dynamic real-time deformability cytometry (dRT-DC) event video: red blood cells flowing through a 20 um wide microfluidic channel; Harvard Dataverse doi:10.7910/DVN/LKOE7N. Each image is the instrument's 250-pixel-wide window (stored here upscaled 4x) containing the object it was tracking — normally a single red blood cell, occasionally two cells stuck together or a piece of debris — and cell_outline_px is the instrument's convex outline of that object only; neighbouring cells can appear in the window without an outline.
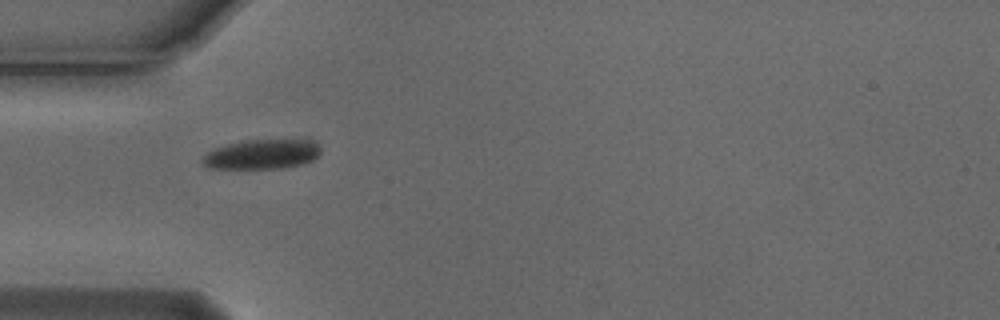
{"species": "Egyptian fruit bat (a non-hibernating species)", "species_latin": "Rousettus aegyptiacus", "temperature_condition": "cold", "stored_images_in_passage": 39, "camera_frame_rate_fps": 3000, "um_per_image_px": 0.085, "animal": {"sex": "male"}, "frame": {"image": 1, "passage_image": 1, "time_ms": 0.0, "image_size_px": [1000, 320], "cell_outline_px": [[320, 152], [312, 160], [300, 164], [280, 168], [208, 168], [200, 160], [212, 148], [244, 140], [308, 140], [316, 144], [320, 148]], "centroid_in_image_um": [22.21, 13.11], "position_along_channel_um": 62.8, "area_um2": 20.11}}
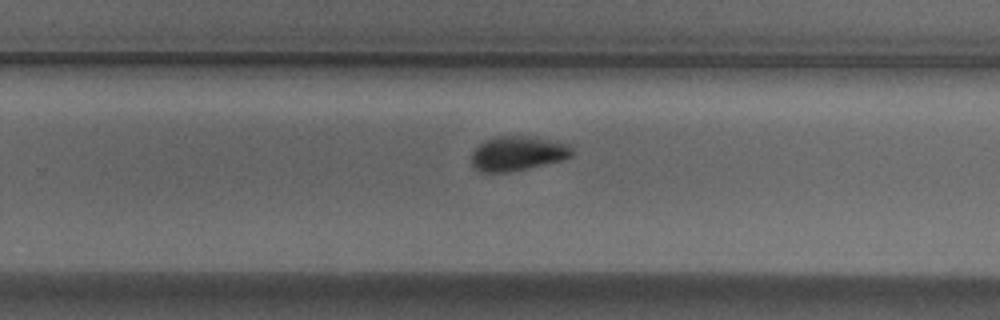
{"frame": {"image": 2, "passage_image": 19, "time_ms": 6.0, "image_size_px": [1000, 320], "cell_outline_px": [[572, 156], [564, 160], [512, 172], [480, 172], [472, 164], [472, 152], [484, 140], [500, 136], [532, 136], [572, 144]], "centroid_in_image_um": [44.05, 13.04], "position_along_channel_um": 285.8, "area_um2": 20.46}}
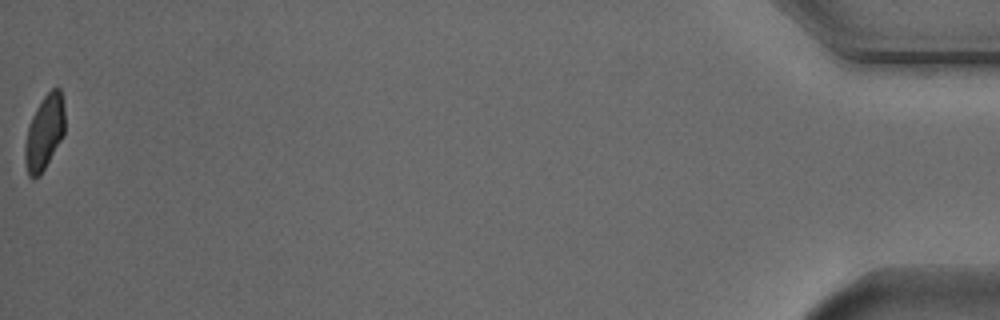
{"frame": {"image": 3, "passage_image": 39, "time_ms": 12.667, "image_size_px": [1000, 320], "cell_outline_px": [[64, 136], [40, 176], [32, 180], [28, 176], [24, 160], [24, 144], [28, 128], [32, 116], [36, 108], [44, 96], [52, 88], [60, 88], [64, 104]], "centroid_in_image_um": [3.77, 11.3], "position_along_channel_um": 431.4, "area_um2": 17.57}, "authors_computed_cell_mechanics": {"area_um2": 19.7098, "velocity_mm_per_s": 3.7461, "shape_relaxation_time_tau1_ms": 2.509, "shape_relaxation_time_tau2_ms": 7.0719, "deformation_change_tau1": 0.1046, "deformation_change_tau2": 0.0986}}